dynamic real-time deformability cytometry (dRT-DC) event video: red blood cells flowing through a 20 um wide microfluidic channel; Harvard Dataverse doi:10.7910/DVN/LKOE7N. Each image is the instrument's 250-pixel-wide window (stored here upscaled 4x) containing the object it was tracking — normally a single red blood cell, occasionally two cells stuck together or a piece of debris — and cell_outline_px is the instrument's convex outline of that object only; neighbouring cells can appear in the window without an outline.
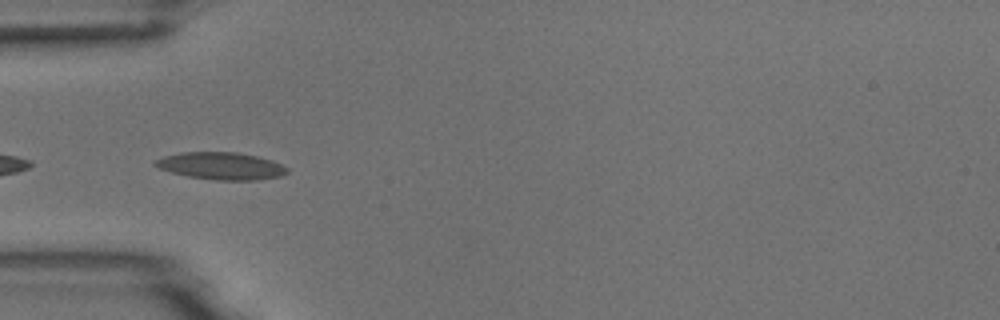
{"species": "common noctule bat (a hibernating species)", "species_latin": "Nyctalus noctula", "temperature_condition": "room temperature", "stored_images_in_passage": 4, "camera_frame_rate_fps": 3000, "um_per_image_px": 0.085, "animal": {"sex": "male", "body_mass_g": 18.8}, "frame": {"image": 1, "passage_image": 2, "time_ms": 0.333, "image_size_px": [1000, 320], "cell_outline_px": [[288, 172], [280, 176], [256, 180], [216, 180], [188, 176], [172, 172], [160, 168], [152, 164], [152, 160], [164, 156], [180, 152], [236, 152], [256, 156], [272, 160], [288, 168]], "centroid_in_image_um": [18.77, 14.1], "position_along_channel_um": 66.2, "area_um2": 20.92}}